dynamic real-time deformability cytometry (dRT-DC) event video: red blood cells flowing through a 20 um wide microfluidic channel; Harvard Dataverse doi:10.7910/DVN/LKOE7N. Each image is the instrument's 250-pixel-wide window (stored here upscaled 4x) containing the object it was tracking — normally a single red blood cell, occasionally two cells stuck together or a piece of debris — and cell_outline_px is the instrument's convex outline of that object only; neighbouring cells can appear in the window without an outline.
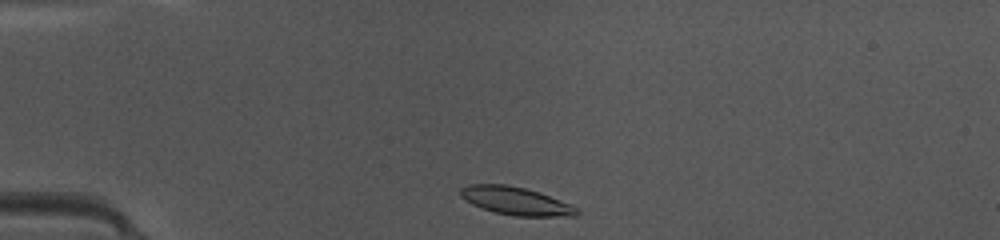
{"species": "common noctule bat (a hibernating species)", "species_latin": "Nyctalus noctula", "temperature_condition": "warm", "stored_images_in_passage": 37, "camera_frame_rate_fps": 3000, "um_per_image_px": 0.085, "animal": {"sex": "female", "body_mass_g": 10.0, "forearm_length_mm": 53.1}, "frame": {"image": 1, "passage_image": 1, "time_ms": 0.0, "image_size_px": [1000, 240], "cell_outline_px": [[580, 212], [576, 216], [516, 216], [496, 212], [472, 204], [460, 196], [460, 188], [468, 184], [504, 184], [524, 188], [548, 196], [568, 204], [576, 208]], "centroid_in_image_um": [43.8, 17.08], "position_along_channel_um": 41.2, "area_um2": 18.5}}
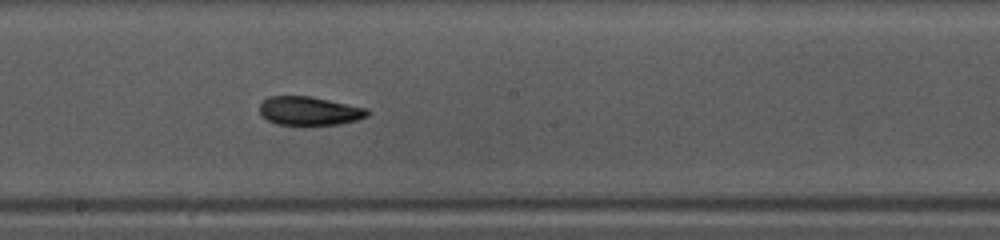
{"frame": {"image": 2, "passage_image": 16, "time_ms": 5.0, "image_size_px": [1000, 240], "cell_outline_px": [[368, 116], [356, 120], [340, 124], [276, 124], [260, 116], [260, 104], [268, 96], [308, 96], [368, 108]], "centroid_in_image_um": [26.27, 9.42], "position_along_channel_um": 221.9, "area_um2": 17.8}}
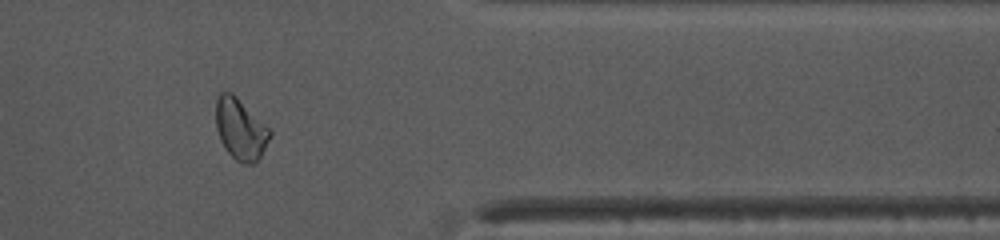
{"frame": {"image": 3, "passage_image": 29, "time_ms": 9.333, "image_size_px": [1000, 240], "cell_outline_px": [[272, 136], [256, 164], [240, 164], [228, 152], [220, 140], [216, 128], [216, 100], [220, 92], [232, 92], [272, 128]], "centroid_in_image_um": [20.48, 10.98], "position_along_channel_um": 390.9, "area_um2": 19.77}, "authors_computed_cell_mechanics": {"area_um2": 18.7272, "velocity_mm_per_s": 4.2068, "shape_relaxation_time_tau1_ms": 3.8431, "shape_relaxation_time_tau2_ms": 2.5162, "deformation_change_tau1": 0.1322, "deformation_change_tau2": 0.0841}}